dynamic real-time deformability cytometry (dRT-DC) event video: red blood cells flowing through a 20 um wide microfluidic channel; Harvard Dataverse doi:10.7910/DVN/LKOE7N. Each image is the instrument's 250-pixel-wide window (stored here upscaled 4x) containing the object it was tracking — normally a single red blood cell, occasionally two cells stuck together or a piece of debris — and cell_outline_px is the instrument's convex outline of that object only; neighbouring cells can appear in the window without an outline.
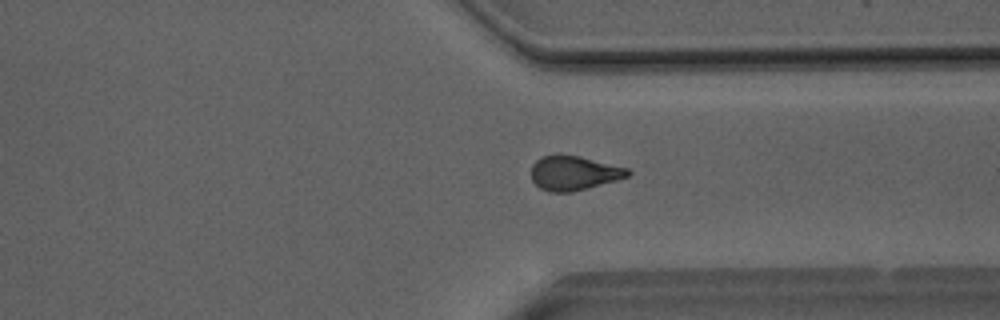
{"species": "Egyptian fruit bat (a non-hibernating species)", "species_latin": "Rousettus aegyptiacus", "temperature_condition": "room temperature", "stored_images_in_passage": 49, "camera_frame_rate_fps": 3000, "um_per_image_px": 0.085, "animal": {"sex": "male"}, "frame": {"image": 1, "passage_image": 37, "time_ms": 12.0, "image_size_px": [1000, 320], "cell_outline_px": [[632, 172], [628, 176], [616, 180], [572, 192], [548, 192], [540, 188], [532, 180], [532, 164], [540, 156], [580, 156], [628, 168]], "centroid_in_image_um": [48.78, 14.72], "position_along_channel_um": 362.6, "area_um2": 19.07}}
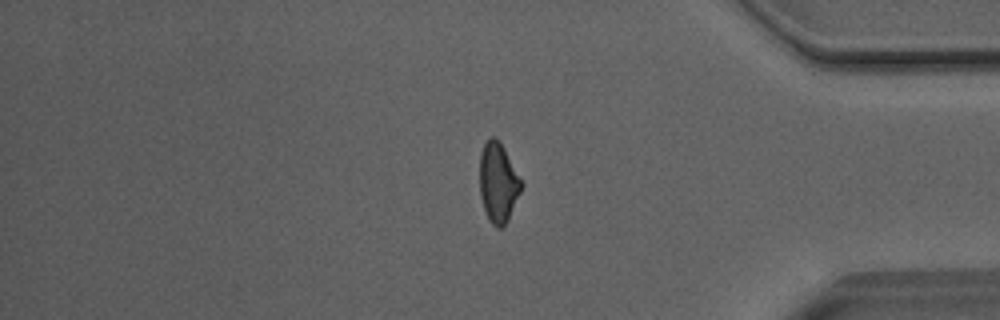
{"frame": {"image": 2, "passage_image": 41, "time_ms": 13.333, "image_size_px": [1000, 320], "cell_outline_px": [[524, 184], [508, 220], [500, 228], [496, 228], [492, 224], [484, 208], [480, 196], [480, 152], [484, 144], [492, 136], [504, 148]], "centroid_in_image_um": [42.35, 15.54], "position_along_channel_um": 392.8, "area_um2": 19.07}}
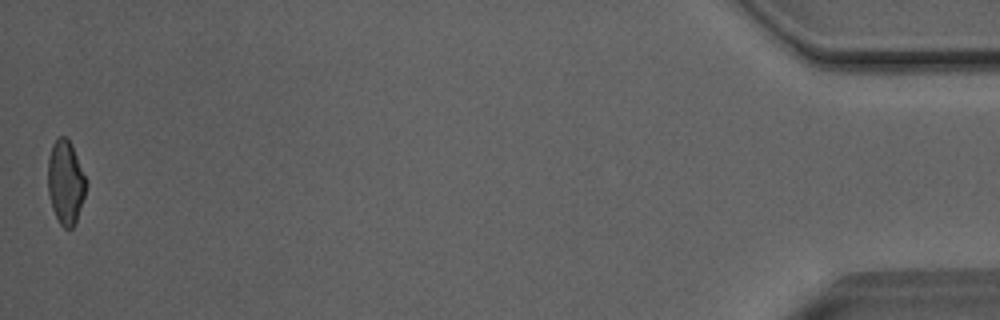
{"frame": {"image": 3, "passage_image": 49, "time_ms": 16.0, "image_size_px": [1000, 320], "cell_outline_px": [[88, 184], [76, 224], [72, 228], [64, 228], [60, 224], [52, 208], [48, 192], [48, 156], [52, 144], [60, 136], [64, 136], [72, 144], [88, 180]], "centroid_in_image_um": [5.6, 15.5], "position_along_channel_um": 429.6, "area_um2": 19.02}, "authors_computed_cell_mechanics": {"area_um2": 19.941, "velocity_mm_per_s": 4.0582, "shape_relaxation_time_tau1_ms": null, "shape_relaxation_time_tau2_ms": 2.5451, "deformation_change_tau1": null, "deformation_change_tau2": 0.0928}}